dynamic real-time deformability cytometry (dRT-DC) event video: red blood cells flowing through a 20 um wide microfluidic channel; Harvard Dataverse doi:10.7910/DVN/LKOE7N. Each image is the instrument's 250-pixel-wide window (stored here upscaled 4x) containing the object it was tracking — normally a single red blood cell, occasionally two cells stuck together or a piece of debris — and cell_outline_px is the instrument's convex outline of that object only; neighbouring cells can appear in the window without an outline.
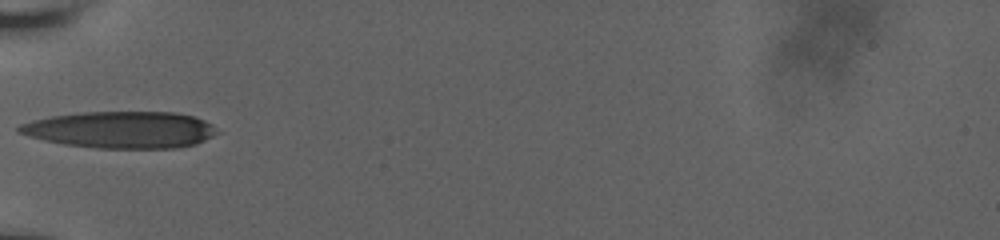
{"species": "human", "species_latin": "Homo sapiens", "temperature_condition": "room temperature", "stored_images_in_passage": 34, "camera_frame_rate_fps": 3000, "um_per_image_px": 0.085, "donor": {"sex": "male"}, "frame": {"image": 1, "passage_image": 1, "time_ms": 0.0, "image_size_px": [1000, 240], "cell_outline_px": [[216, 132], [212, 136], [196, 144], [180, 148], [96, 148], [64, 144], [44, 140], [28, 136], [16, 132], [16, 128], [20, 124], [32, 120], [52, 116], [84, 112], [172, 112], [192, 116], [204, 120], [212, 124]], "centroid_in_image_um": [10.24, 11.03], "position_along_channel_um": 74.8, "area_um2": 42.31}}
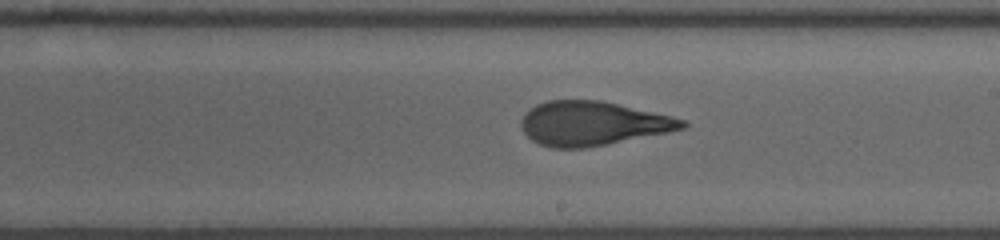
{"frame": {"image": 2, "passage_image": 15, "time_ms": 4.333, "image_size_px": [1000, 240], "cell_outline_px": [[688, 124], [684, 128], [668, 132], [584, 148], [552, 148], [540, 144], [532, 140], [520, 128], [520, 120], [524, 112], [536, 104], [548, 100], [600, 100], [672, 116], [684, 120]], "centroid_in_image_um": [50.32, 10.48], "position_along_channel_um": 238.7, "area_um2": 41.27}}
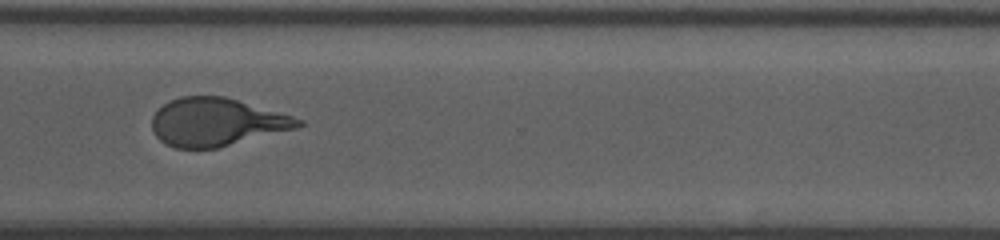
{"frame": {"image": 3, "passage_image": 33, "time_ms": 7.333, "image_size_px": [1000, 240], "cell_outline_px": [[304, 124], [296, 128], [216, 148], [176, 148], [160, 140], [156, 136], [152, 128], [152, 116], [164, 104], [180, 96], [224, 96], [292, 116], [304, 120]], "centroid_in_image_um": [18.39, 10.37], "position_along_channel_um": 352.2, "area_um2": 40.34}}